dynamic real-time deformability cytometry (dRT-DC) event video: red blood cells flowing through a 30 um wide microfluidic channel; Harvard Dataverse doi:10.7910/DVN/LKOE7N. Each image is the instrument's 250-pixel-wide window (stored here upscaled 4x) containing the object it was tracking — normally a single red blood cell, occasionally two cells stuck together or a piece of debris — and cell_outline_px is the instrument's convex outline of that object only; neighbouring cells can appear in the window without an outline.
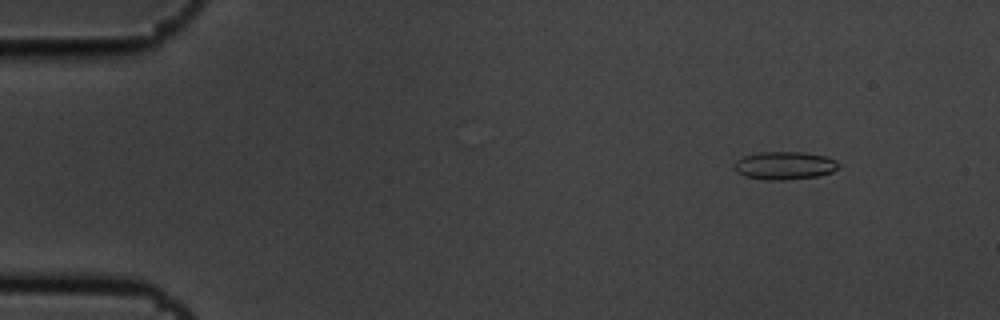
{"species": "common noctule bat (a hibernating species)", "species_latin": "Nyctalus noctula", "temperature_condition": "cold", "stored_images_in_passage": 6, "camera_frame_rate_fps": 3000, "um_per_image_px": 0.085, "animal": {"sex": "male", "body_mass_g": 19.5, "forearm_length_mm": 54.6}, "frame": {"image": 1, "passage_image": 2, "time_ms": 0.333, "image_size_px": [1000, 320], "cell_outline_px": [[840, 168], [832, 172], [816, 176], [784, 180], [764, 180], [744, 176], [736, 172], [732, 168], [736, 160], [744, 156], [760, 152], [804, 152], [824, 156], [836, 160], [840, 164]], "centroid_in_image_um": [66.67, 14.07], "position_along_channel_um": 18.3, "area_um2": 17.17}}
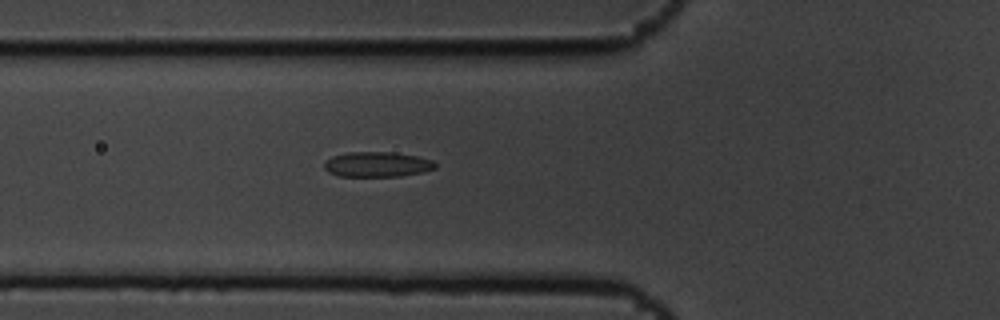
{"frame": {"image": 2, "passage_image": 6, "time_ms": 1.667, "image_size_px": [1000, 320], "cell_outline_px": [[436, 168], [420, 172], [400, 176], [340, 176], [328, 172], [324, 168], [324, 160], [332, 156], [348, 152], [392, 152], [416, 156], [432, 160], [436, 164]], "centroid_in_image_um": [32.02, 13.97], "position_along_channel_um": 93.8, "area_um2": 16.18}}